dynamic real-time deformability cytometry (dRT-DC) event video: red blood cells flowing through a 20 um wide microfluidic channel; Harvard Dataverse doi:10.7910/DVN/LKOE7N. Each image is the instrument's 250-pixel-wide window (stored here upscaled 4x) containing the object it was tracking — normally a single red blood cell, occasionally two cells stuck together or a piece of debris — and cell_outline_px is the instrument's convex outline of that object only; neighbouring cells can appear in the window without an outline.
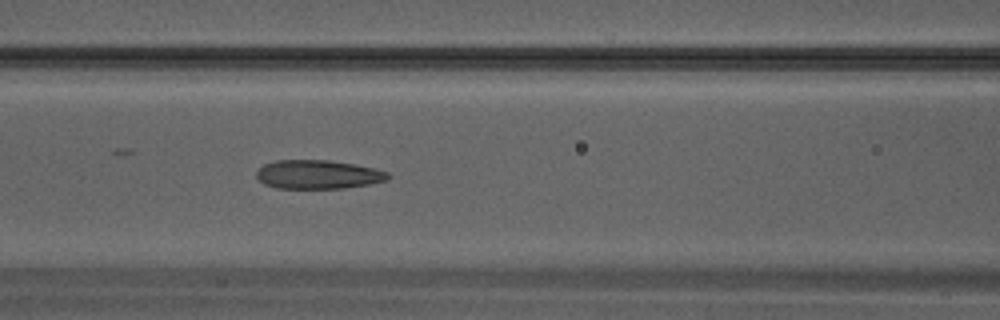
{"species": "Egyptian fruit bat (a non-hibernating species)", "species_latin": "Rousettus aegyptiacus", "temperature_condition": "warm", "stored_images_in_passage": 21, "camera_frame_rate_fps": 3000, "um_per_image_px": 0.085, "animal": {"sex": "male"}, "frame": {"image": 1, "passage_image": 15, "time_ms": 4.667, "image_size_px": [1000, 320], "cell_outline_px": [[392, 176], [388, 180], [368, 184], [344, 188], [276, 188], [264, 184], [256, 176], [256, 172], [264, 164], [276, 160], [328, 160], [376, 168], [388, 172]], "centroid_in_image_um": [27.05, 14.83], "position_along_channel_um": 139.6, "area_um2": 22.08}}